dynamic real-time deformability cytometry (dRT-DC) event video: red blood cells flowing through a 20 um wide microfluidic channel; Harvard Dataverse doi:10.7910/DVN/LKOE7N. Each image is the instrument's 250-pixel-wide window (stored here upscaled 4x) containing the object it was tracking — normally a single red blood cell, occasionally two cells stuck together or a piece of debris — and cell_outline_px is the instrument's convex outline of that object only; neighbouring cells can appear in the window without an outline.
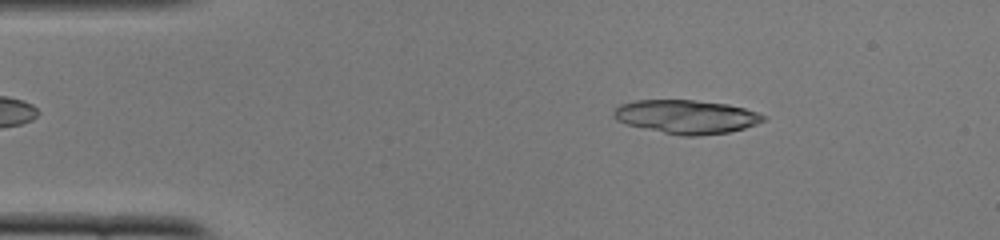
{"species": "common noctule bat (a hibernating species)", "species_latin": "Nyctalus noctula", "temperature_condition": "cold", "stored_images_in_passage": 50, "camera_frame_rate_fps": 3000, "um_per_image_px": 0.085, "animal": {"sex": "female", "body_mass_g": 22.0, "forearm_length_mm": 56.7}, "frame": {"image": 1, "passage_image": 8, "time_ms": 2.333, "image_size_px": [1000, 240], "cell_outline_px": [[764, 120], [756, 124], [744, 128], [728, 132], [696, 136], [684, 136], [664, 132], [628, 124], [616, 120], [612, 116], [612, 112], [620, 104], [636, 100], [692, 100], [728, 104], [744, 108], [756, 112], [764, 116]], "centroid_in_image_um": [58.32, 9.91], "position_along_channel_um": 26.7, "area_um2": 29.02}, "authors_computed_cell_mechanics": {"area_um2": 27.166, "velocity_mm_per_s": 3.9372, "shape_relaxation_time_tau1_ms": null, "shape_relaxation_time_tau2_ms": 5.9398, "deformation_change_tau1": null, "deformation_change_tau2": 0.1029}}